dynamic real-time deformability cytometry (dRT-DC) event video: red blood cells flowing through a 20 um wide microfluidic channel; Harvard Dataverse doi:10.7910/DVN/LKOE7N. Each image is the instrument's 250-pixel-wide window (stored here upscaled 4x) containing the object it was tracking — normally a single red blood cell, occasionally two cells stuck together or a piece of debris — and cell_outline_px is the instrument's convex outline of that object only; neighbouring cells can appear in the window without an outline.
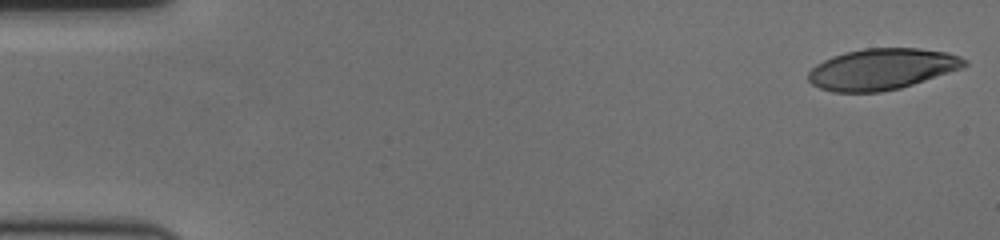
{"species": "human", "species_latin": "Homo sapiens", "temperature_condition": "cold", "stored_images_in_passage": 58, "camera_frame_rate_fps": 3000, "um_per_image_px": 0.085, "donor": {"sex": "female"}, "frame": {"image": 1, "passage_image": 1, "time_ms": 0.0, "image_size_px": [1000, 240], "cell_outline_px": [[968, 64], [960, 68], [900, 88], [880, 92], [832, 92], [820, 88], [812, 84], [808, 80], [808, 72], [816, 64], [832, 56], [844, 52], [864, 48], [920, 48], [948, 52], [960, 56], [968, 60]], "centroid_in_image_um": [74.94, 5.86], "position_along_channel_um": 10.1, "area_um2": 37.34}}
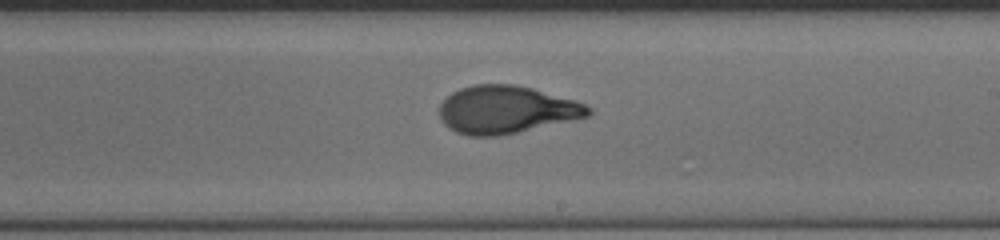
{"frame": {"image": 2, "passage_image": 34, "time_ms": 11.0, "image_size_px": [1000, 240], "cell_outline_px": [[592, 112], [588, 116], [516, 132], [496, 136], [468, 136], [456, 132], [448, 128], [440, 120], [440, 104], [452, 92], [460, 88], [472, 84], [516, 84], [532, 88], [576, 100], [592, 108]], "centroid_in_image_um": [43.0, 9.31], "position_along_channel_um": 246.0, "area_um2": 41.27}}
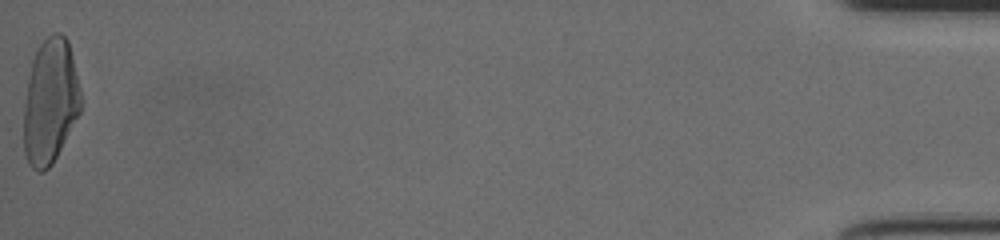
{"frame": {"image": 3, "passage_image": 58, "time_ms": 19.0, "image_size_px": [1000, 240], "cell_outline_px": [[80, 112], [52, 164], [44, 172], [36, 172], [28, 164], [24, 152], [24, 104], [28, 80], [32, 60], [40, 44], [52, 32], [60, 32], [68, 40], [80, 88]], "centroid_in_image_um": [4.26, 8.64], "position_along_channel_um": 430.9, "area_um2": 41.38}, "authors_computed_cell_mechanics": {"area_um2": 40.1999, "velocity_mm_per_s": 3.569, "shape_relaxation_time_tau1_ms": 4.1607, "shape_relaxation_time_tau2_ms": 1.1036, "deformation_change_tau1": 0.2136, "deformation_change_tau2": 0.0692}}